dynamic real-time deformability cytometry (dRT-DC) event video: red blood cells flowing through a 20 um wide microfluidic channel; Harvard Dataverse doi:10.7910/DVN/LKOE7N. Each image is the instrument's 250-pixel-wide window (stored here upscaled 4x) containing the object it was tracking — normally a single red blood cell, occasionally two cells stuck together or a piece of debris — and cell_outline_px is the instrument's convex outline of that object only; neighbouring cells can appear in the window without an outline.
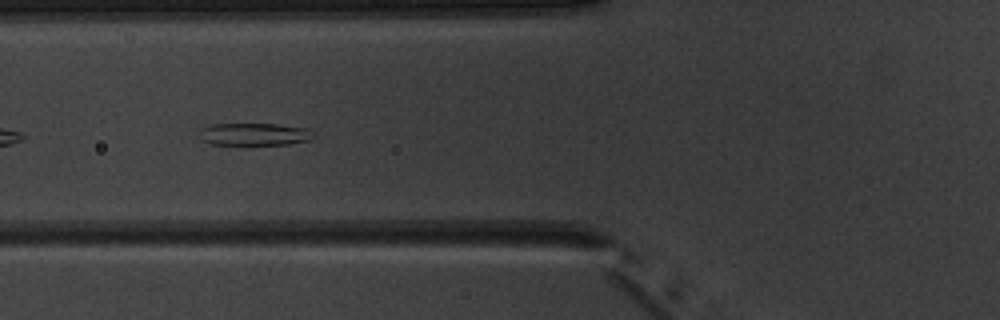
{"species": "common noctule bat (a hibernating species)", "species_latin": "Nyctalus noctula", "temperature_condition": "warm", "stored_images_in_passage": 5, "camera_frame_rate_fps": 3000, "um_per_image_px": 0.085, "animal": {"sex": "male", "body_mass_g": 20.1, "forearm_length_mm": 53.5}, "frame": {"image": 1, "passage_image": 4, "time_ms": 3.333, "image_size_px": [1000, 320], "cell_outline_px": [[312, 140], [288, 144], [252, 148], [244, 148], [208, 144], [200, 140], [196, 136], [196, 132], [200, 128], [212, 124], [276, 124], [304, 128]], "centroid_in_image_um": [21.38, 11.49], "position_along_channel_um": 104.4, "area_um2": 16.07}}